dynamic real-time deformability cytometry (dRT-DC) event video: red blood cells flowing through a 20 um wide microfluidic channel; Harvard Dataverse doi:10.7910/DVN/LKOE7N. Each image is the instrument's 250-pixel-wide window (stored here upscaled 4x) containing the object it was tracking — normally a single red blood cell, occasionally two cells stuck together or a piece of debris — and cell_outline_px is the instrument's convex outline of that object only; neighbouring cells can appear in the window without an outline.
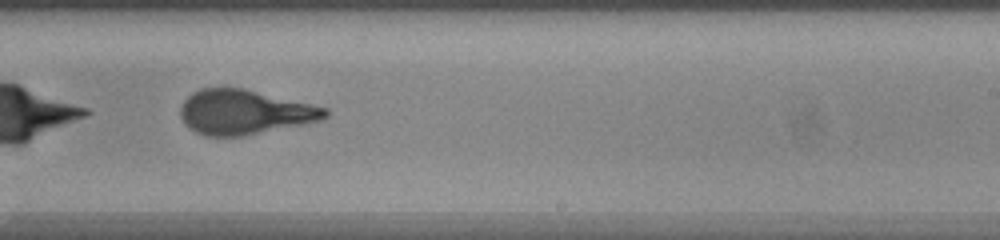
{"species": "human", "species_latin": "Homo sapiens", "temperature_condition": "warm", "stored_images_in_passage": 30, "camera_frame_rate_fps": 3000, "um_per_image_px": 0.085, "donor": {"sex": "female"}, "frame": {"image": 1, "passage_image": 18, "time_ms": 5.667, "image_size_px": [1000, 240], "cell_outline_px": [[328, 116], [324, 120], [304, 124], [240, 136], [204, 136], [188, 128], [184, 124], [180, 116], [180, 108], [184, 100], [192, 92], [200, 88], [240, 88], [328, 108]], "centroid_in_image_um": [20.75, 9.54], "position_along_channel_um": 268.3, "area_um2": 37.4}}